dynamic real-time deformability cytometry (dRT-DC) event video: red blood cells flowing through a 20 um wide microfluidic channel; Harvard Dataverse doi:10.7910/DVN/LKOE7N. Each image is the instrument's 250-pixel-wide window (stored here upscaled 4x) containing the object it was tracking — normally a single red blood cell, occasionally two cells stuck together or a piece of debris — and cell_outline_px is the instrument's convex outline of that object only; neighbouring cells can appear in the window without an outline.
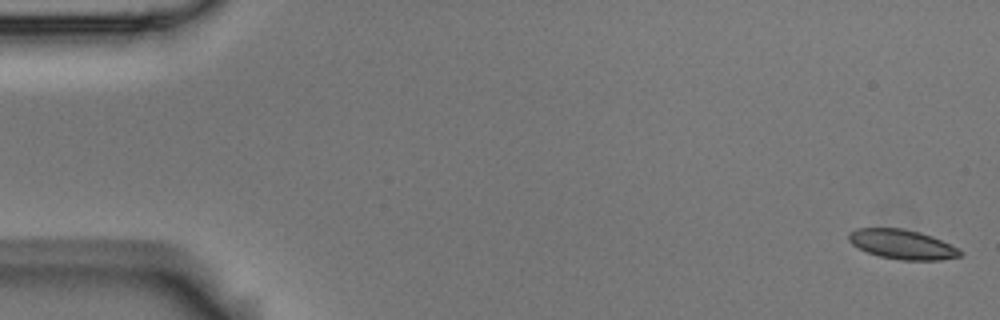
{"species": "Egyptian fruit bat (a non-hibernating species)", "species_latin": "Rousettus aegyptiacus", "temperature_condition": "room temperature", "stored_images_in_passage": 5, "segment_of_instrument_passage": [1, 2], "camera_frame_rate_fps": 3000, "um_per_image_px": 0.085, "animal": {"sex": "male"}, "frame": {"image": 1, "passage_image": 1, "time_ms": 0.0, "image_size_px": [1000, 320], "cell_outline_px": [[964, 252], [960, 256], [940, 260], [900, 260], [880, 256], [868, 252], [852, 244], [848, 240], [848, 232], [856, 228], [904, 228], [920, 232], [932, 236], [960, 248]], "centroid_in_image_um": [76.71, 20.76], "position_along_channel_um": 8.3, "area_um2": 19.31}}
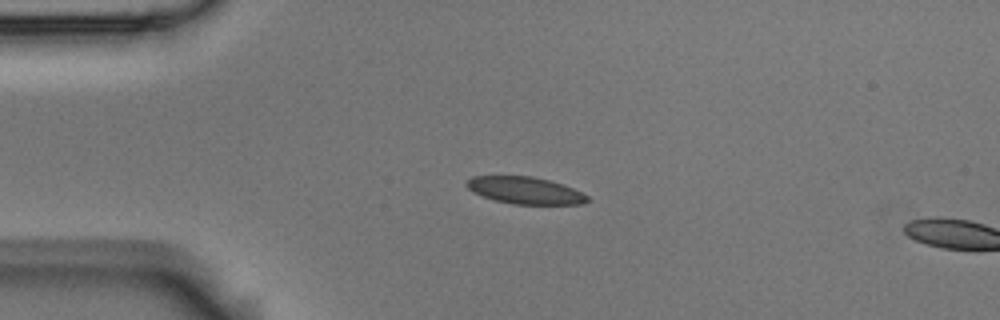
{"frame": {"image": 2, "passage_image": 4, "time_ms": 1.0, "image_size_px": [1000, 320], "cell_outline_px": [[588, 200], [584, 204], [512, 204], [496, 200], [484, 196], [468, 188], [464, 184], [472, 176], [532, 176], [564, 184], [588, 196]], "centroid_in_image_um": [44.65, 16.18], "position_along_channel_um": 40.4, "area_um2": 18.79}}